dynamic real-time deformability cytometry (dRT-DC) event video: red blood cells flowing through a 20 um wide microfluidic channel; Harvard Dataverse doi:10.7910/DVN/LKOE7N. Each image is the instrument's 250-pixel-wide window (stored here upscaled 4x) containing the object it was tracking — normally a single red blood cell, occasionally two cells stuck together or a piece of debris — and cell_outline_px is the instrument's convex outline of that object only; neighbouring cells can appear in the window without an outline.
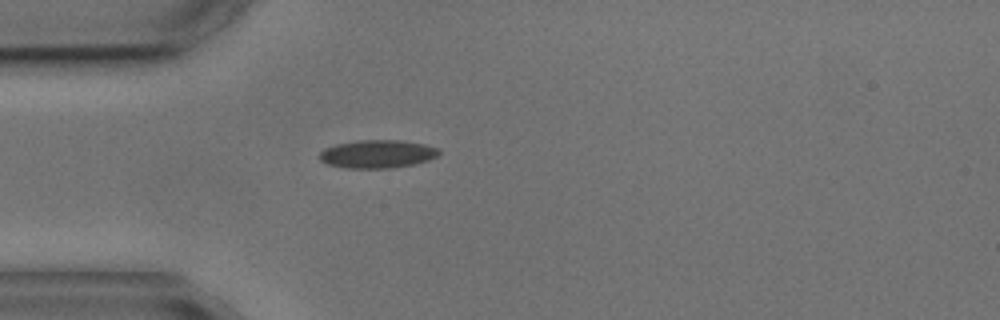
{"species": "common noctule bat (a hibernating species)", "species_latin": "Nyctalus noctula", "temperature_condition": "cold", "stored_images_in_passage": 1, "camera_frame_rate_fps": 3000, "um_per_image_px": 0.085, "animal": {"sex": "male", "body_mass_g": 17.9, "forearm_length_mm": 54.2}, "frame": {"image": 1, "passage_image": 1, "time_ms": 0.0, "image_size_px": [1000, 320], "cell_outline_px": [[440, 152], [436, 156], [428, 160], [412, 164], [388, 168], [348, 168], [328, 164], [320, 160], [320, 152], [324, 148], [336, 144], [360, 140], [400, 140], [424, 144], [440, 148]], "centroid_in_image_um": [32.08, 13.08], "position_along_channel_um": 52.9, "area_um2": 19.42}}